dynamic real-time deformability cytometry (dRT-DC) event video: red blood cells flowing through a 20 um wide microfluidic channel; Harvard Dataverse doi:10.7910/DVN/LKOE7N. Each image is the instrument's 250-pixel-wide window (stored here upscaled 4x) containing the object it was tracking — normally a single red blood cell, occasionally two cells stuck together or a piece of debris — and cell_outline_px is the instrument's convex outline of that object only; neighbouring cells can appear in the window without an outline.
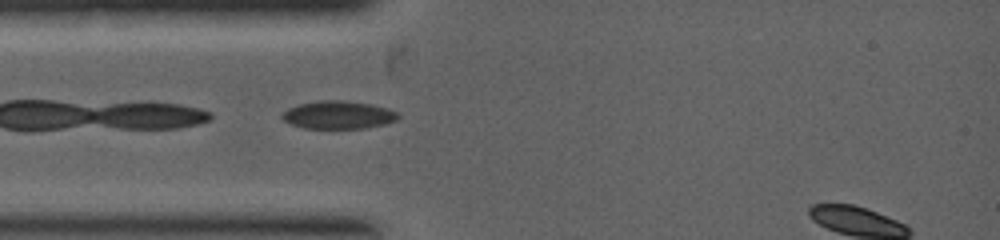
{"species": "common noctule bat (a hibernating species)", "species_latin": "Nyctalus noctula", "temperature_condition": "warm", "stored_images_in_passage": 32, "camera_frame_rate_fps": 5000, "um_per_image_px": 0.085, "animal": {"sex": "female", "body_mass_g": 19.0, "forearm_length_mm": 53.3}, "frame": {"image": 1, "passage_image": 2, "time_ms": 0.2, "image_size_px": [1000, 240], "cell_outline_px": [[400, 116], [396, 120], [384, 124], [364, 128], [304, 128], [292, 124], [284, 120], [280, 116], [280, 112], [296, 104], [316, 100], [340, 100], [372, 104], [388, 108], [396, 112]], "centroid_in_image_um": [28.71, 9.75], "position_along_channel_um": 56.3, "area_um2": 19.02}}
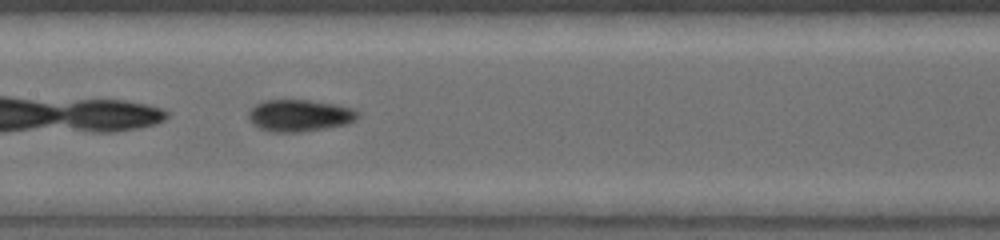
{"frame": {"image": 2, "passage_image": 8, "time_ms": 2.0, "image_size_px": [1000, 240], "cell_outline_px": [[360, 116], [356, 120], [348, 124], [300, 132], [272, 132], [260, 128], [252, 124], [248, 120], [248, 112], [256, 104], [264, 100], [308, 100], [332, 104], [352, 108], [360, 112]], "centroid_in_image_um": [25.46, 9.82], "position_along_channel_um": 181.9, "area_um2": 20.35}}
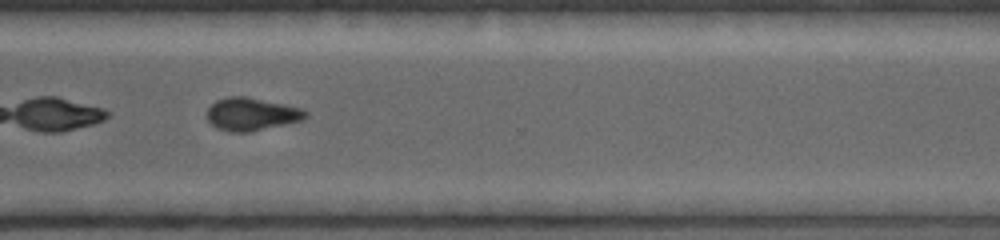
{"frame": {"image": 3, "passage_image": 23, "time_ms": 4.4, "image_size_px": [1000, 240], "cell_outline_px": [[308, 116], [304, 120], [248, 132], [232, 132], [216, 128], [208, 120], [208, 108], [216, 100], [228, 96], [244, 96], [284, 104], [300, 108], [308, 112]], "centroid_in_image_um": [21.39, 9.7], "position_along_channel_um": 349.2, "area_um2": 18.73}}